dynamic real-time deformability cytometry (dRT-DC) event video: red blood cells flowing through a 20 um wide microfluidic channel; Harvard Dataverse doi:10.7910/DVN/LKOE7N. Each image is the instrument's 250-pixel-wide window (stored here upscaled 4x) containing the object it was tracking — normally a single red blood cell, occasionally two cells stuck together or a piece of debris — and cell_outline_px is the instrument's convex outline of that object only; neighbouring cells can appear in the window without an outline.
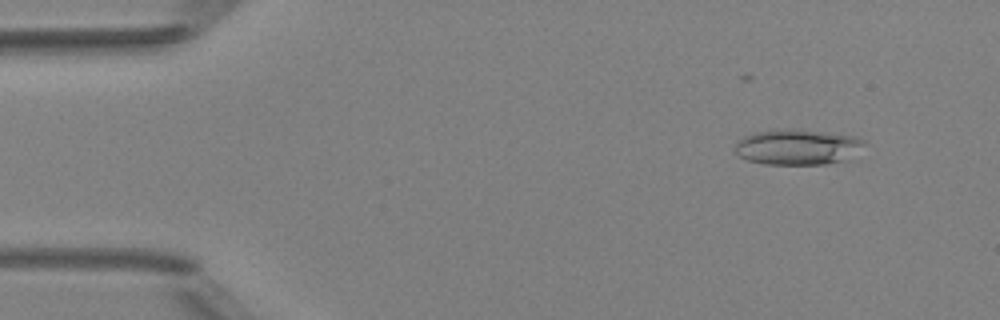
{"species": "Egyptian fruit bat (a non-hibernating species)", "species_latin": "Rousettus aegyptiacus", "temperature_condition": "room temperature", "stored_images_in_passage": 6, "camera_frame_rate_fps": 3000, "um_per_image_px": 0.085, "animal": {"sex": "female"}, "frame": {"image": 1, "passage_image": 6, "time_ms": 6.0, "image_size_px": [1000, 320], "cell_outline_px": [[868, 144], [860, 160], [828, 164], [764, 164], [748, 160], [740, 156], [732, 148], [736, 140], [744, 136], [756, 132], [776, 128], [800, 128], [856, 136], [864, 140]], "centroid_in_image_um": [67.96, 12.5], "position_along_channel_um": 17.0, "area_um2": 28.5}}